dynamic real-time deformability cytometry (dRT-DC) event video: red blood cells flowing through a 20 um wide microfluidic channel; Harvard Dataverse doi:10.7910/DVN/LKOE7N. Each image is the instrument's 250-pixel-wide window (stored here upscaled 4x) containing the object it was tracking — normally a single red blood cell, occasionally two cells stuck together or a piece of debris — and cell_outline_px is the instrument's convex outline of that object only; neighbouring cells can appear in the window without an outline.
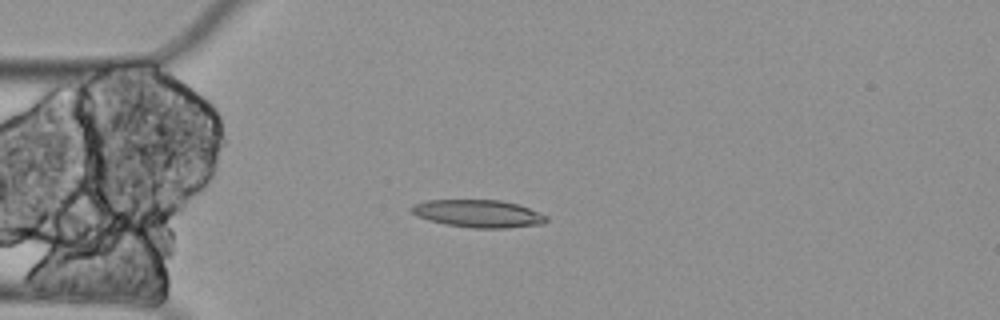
{"species": "Egyptian fruit bat (a non-hibernating species)", "species_latin": "Rousettus aegyptiacus", "temperature_condition": "cold", "stored_images_in_passage": 3, "camera_frame_rate_fps": 3000, "um_per_image_px": 0.085, "animal": {"sex": "female"}, "frame": {"image": 1, "passage_image": 3, "time_ms": 0.667, "image_size_px": [1000, 320], "cell_outline_px": [[548, 220], [544, 224], [504, 228], [472, 228], [444, 224], [428, 220], [416, 216], [408, 208], [412, 204], [428, 200], [500, 200], [520, 204], [548, 216]], "centroid_in_image_um": [40.65, 18.15], "position_along_channel_um": 44.4, "area_um2": 21.96}}